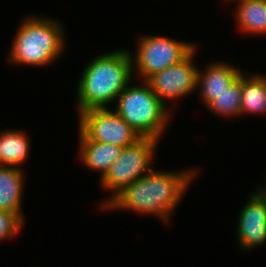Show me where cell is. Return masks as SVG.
I'll return each instance as SVG.
<instances>
[{
	"mask_svg": "<svg viewBox=\"0 0 266 267\" xmlns=\"http://www.w3.org/2000/svg\"><path fill=\"white\" fill-rule=\"evenodd\" d=\"M258 189V191H256L260 196H261V198L265 201V203H266V186L264 185V186H260L259 185V187H257Z\"/></svg>",
	"mask_w": 266,
	"mask_h": 267,
	"instance_id": "cell-18",
	"label": "cell"
},
{
	"mask_svg": "<svg viewBox=\"0 0 266 267\" xmlns=\"http://www.w3.org/2000/svg\"><path fill=\"white\" fill-rule=\"evenodd\" d=\"M195 48L180 63L169 66L150 76L146 82L150 85L157 97L167 105L166 101L176 100L197 90L198 71L193 60Z\"/></svg>",
	"mask_w": 266,
	"mask_h": 267,
	"instance_id": "cell-8",
	"label": "cell"
},
{
	"mask_svg": "<svg viewBox=\"0 0 266 267\" xmlns=\"http://www.w3.org/2000/svg\"><path fill=\"white\" fill-rule=\"evenodd\" d=\"M143 85L130 84L116 98L115 109L140 137L160 140L171 120L168 105L153 92L146 81Z\"/></svg>",
	"mask_w": 266,
	"mask_h": 267,
	"instance_id": "cell-4",
	"label": "cell"
},
{
	"mask_svg": "<svg viewBox=\"0 0 266 267\" xmlns=\"http://www.w3.org/2000/svg\"><path fill=\"white\" fill-rule=\"evenodd\" d=\"M242 73L221 94L217 95L206 107L218 116L239 117L241 115ZM239 115V116H238Z\"/></svg>",
	"mask_w": 266,
	"mask_h": 267,
	"instance_id": "cell-16",
	"label": "cell"
},
{
	"mask_svg": "<svg viewBox=\"0 0 266 267\" xmlns=\"http://www.w3.org/2000/svg\"><path fill=\"white\" fill-rule=\"evenodd\" d=\"M22 169L0 166V210L17 214L22 220V195L24 188Z\"/></svg>",
	"mask_w": 266,
	"mask_h": 267,
	"instance_id": "cell-12",
	"label": "cell"
},
{
	"mask_svg": "<svg viewBox=\"0 0 266 267\" xmlns=\"http://www.w3.org/2000/svg\"><path fill=\"white\" fill-rule=\"evenodd\" d=\"M63 27L47 17H26L17 29L9 52L12 65L44 66L59 58L64 52Z\"/></svg>",
	"mask_w": 266,
	"mask_h": 267,
	"instance_id": "cell-3",
	"label": "cell"
},
{
	"mask_svg": "<svg viewBox=\"0 0 266 267\" xmlns=\"http://www.w3.org/2000/svg\"><path fill=\"white\" fill-rule=\"evenodd\" d=\"M79 130L91 141L120 145L134 144L141 137L114 110L90 109L78 113Z\"/></svg>",
	"mask_w": 266,
	"mask_h": 267,
	"instance_id": "cell-7",
	"label": "cell"
},
{
	"mask_svg": "<svg viewBox=\"0 0 266 267\" xmlns=\"http://www.w3.org/2000/svg\"><path fill=\"white\" fill-rule=\"evenodd\" d=\"M242 73L240 69L232 64L223 62H212L205 67L204 71H198L197 87L200 90V99L207 106L217 95L226 90Z\"/></svg>",
	"mask_w": 266,
	"mask_h": 267,
	"instance_id": "cell-10",
	"label": "cell"
},
{
	"mask_svg": "<svg viewBox=\"0 0 266 267\" xmlns=\"http://www.w3.org/2000/svg\"><path fill=\"white\" fill-rule=\"evenodd\" d=\"M1 132V166L14 168L22 166L31 151L29 137L23 130L8 129Z\"/></svg>",
	"mask_w": 266,
	"mask_h": 267,
	"instance_id": "cell-13",
	"label": "cell"
},
{
	"mask_svg": "<svg viewBox=\"0 0 266 267\" xmlns=\"http://www.w3.org/2000/svg\"><path fill=\"white\" fill-rule=\"evenodd\" d=\"M247 200L240 211L236 227L237 242L243 251L266 242V203L256 191Z\"/></svg>",
	"mask_w": 266,
	"mask_h": 267,
	"instance_id": "cell-9",
	"label": "cell"
},
{
	"mask_svg": "<svg viewBox=\"0 0 266 267\" xmlns=\"http://www.w3.org/2000/svg\"><path fill=\"white\" fill-rule=\"evenodd\" d=\"M131 53L126 49L97 55L86 64L77 86L78 112L107 108L133 80Z\"/></svg>",
	"mask_w": 266,
	"mask_h": 267,
	"instance_id": "cell-2",
	"label": "cell"
},
{
	"mask_svg": "<svg viewBox=\"0 0 266 267\" xmlns=\"http://www.w3.org/2000/svg\"><path fill=\"white\" fill-rule=\"evenodd\" d=\"M266 114V77L242 71L241 115Z\"/></svg>",
	"mask_w": 266,
	"mask_h": 267,
	"instance_id": "cell-15",
	"label": "cell"
},
{
	"mask_svg": "<svg viewBox=\"0 0 266 267\" xmlns=\"http://www.w3.org/2000/svg\"><path fill=\"white\" fill-rule=\"evenodd\" d=\"M0 145H1V132H0ZM0 166H1V155H0Z\"/></svg>",
	"mask_w": 266,
	"mask_h": 267,
	"instance_id": "cell-19",
	"label": "cell"
},
{
	"mask_svg": "<svg viewBox=\"0 0 266 267\" xmlns=\"http://www.w3.org/2000/svg\"><path fill=\"white\" fill-rule=\"evenodd\" d=\"M228 1V0H227ZM236 26L249 34H266V0H237Z\"/></svg>",
	"mask_w": 266,
	"mask_h": 267,
	"instance_id": "cell-14",
	"label": "cell"
},
{
	"mask_svg": "<svg viewBox=\"0 0 266 267\" xmlns=\"http://www.w3.org/2000/svg\"><path fill=\"white\" fill-rule=\"evenodd\" d=\"M158 142V139L141 137L123 148L121 155L99 180L103 189L112 190L111 197L101 202V209L104 210L128 185L153 170L151 165Z\"/></svg>",
	"mask_w": 266,
	"mask_h": 267,
	"instance_id": "cell-5",
	"label": "cell"
},
{
	"mask_svg": "<svg viewBox=\"0 0 266 267\" xmlns=\"http://www.w3.org/2000/svg\"><path fill=\"white\" fill-rule=\"evenodd\" d=\"M197 169L164 172L153 169L120 192L105 208L152 214L169 221L187 188L196 178Z\"/></svg>",
	"mask_w": 266,
	"mask_h": 267,
	"instance_id": "cell-1",
	"label": "cell"
},
{
	"mask_svg": "<svg viewBox=\"0 0 266 267\" xmlns=\"http://www.w3.org/2000/svg\"><path fill=\"white\" fill-rule=\"evenodd\" d=\"M24 224L17 214L0 210V241L16 236Z\"/></svg>",
	"mask_w": 266,
	"mask_h": 267,
	"instance_id": "cell-17",
	"label": "cell"
},
{
	"mask_svg": "<svg viewBox=\"0 0 266 267\" xmlns=\"http://www.w3.org/2000/svg\"><path fill=\"white\" fill-rule=\"evenodd\" d=\"M78 131L80 160L89 170L98 171L101 179L121 155L124 147L91 141L80 130Z\"/></svg>",
	"mask_w": 266,
	"mask_h": 267,
	"instance_id": "cell-11",
	"label": "cell"
},
{
	"mask_svg": "<svg viewBox=\"0 0 266 267\" xmlns=\"http://www.w3.org/2000/svg\"><path fill=\"white\" fill-rule=\"evenodd\" d=\"M195 48L194 43L178 41L171 37L143 35L138 37L135 55L131 53L133 72L141 77V81H146L155 73L180 63Z\"/></svg>",
	"mask_w": 266,
	"mask_h": 267,
	"instance_id": "cell-6",
	"label": "cell"
}]
</instances>
